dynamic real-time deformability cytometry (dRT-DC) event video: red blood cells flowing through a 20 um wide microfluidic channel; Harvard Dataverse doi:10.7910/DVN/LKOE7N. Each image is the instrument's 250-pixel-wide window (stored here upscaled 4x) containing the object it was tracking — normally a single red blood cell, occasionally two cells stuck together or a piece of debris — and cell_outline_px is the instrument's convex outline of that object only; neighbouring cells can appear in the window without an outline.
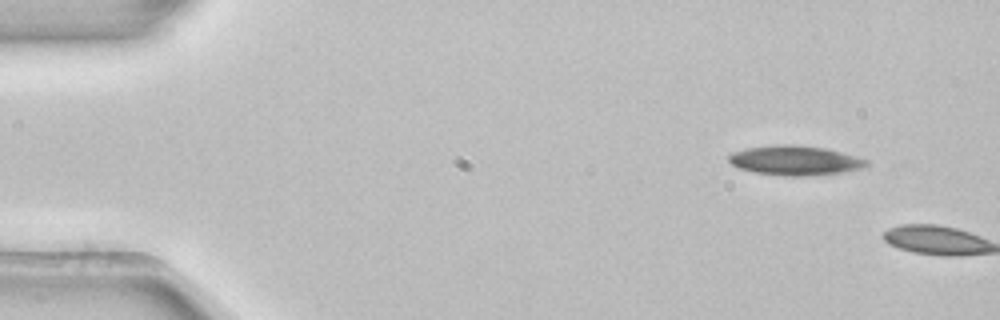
{"species": "common noctule bat (a hibernating species)", "species_latin": "Nyctalus noctula", "temperature_condition": "room temperature", "stored_images_in_passage": 2, "camera_frame_rate_fps": 3000, "um_per_image_px": 0.085, "animal": {"sex": "female", "body_mass_g": 22.7, "forearm_length_mm": 54.2}, "frame": {"image": 1, "passage_image": 1, "time_ms": 0.0, "image_size_px": [1000, 320], "cell_outline_px": [[868, 164], [860, 168], [840, 172], [804, 176], [788, 176], [756, 172], [740, 168], [732, 164], [728, 160], [728, 156], [732, 152], [744, 148], [776, 144], [796, 144], [824, 148], [856, 156], [868, 160]], "centroid_in_image_um": [67.53, 13.62], "position_along_channel_um": 17.5, "area_um2": 23.52}}